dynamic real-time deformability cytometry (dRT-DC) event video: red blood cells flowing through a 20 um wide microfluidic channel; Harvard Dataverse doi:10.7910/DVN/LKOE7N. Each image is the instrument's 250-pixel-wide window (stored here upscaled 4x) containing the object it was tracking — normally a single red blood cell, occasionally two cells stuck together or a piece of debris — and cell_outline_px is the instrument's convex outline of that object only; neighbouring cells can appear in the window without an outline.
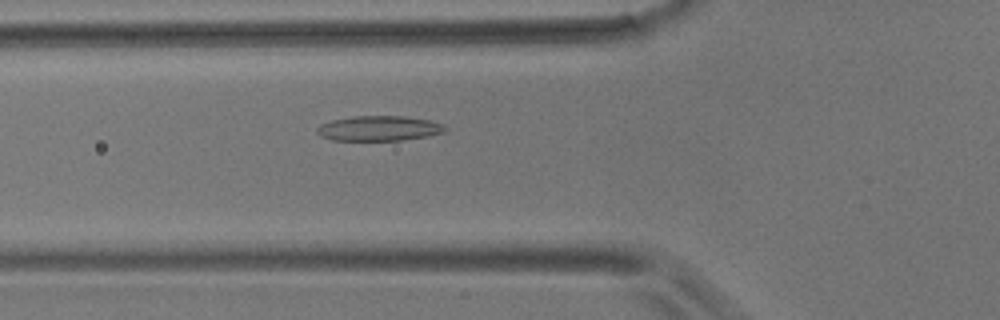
{"species": "common noctule bat (a hibernating species)", "species_latin": "Nyctalus noctula", "temperature_condition": "room temperature", "stored_images_in_passage": 3, "camera_frame_rate_fps": 3000, "um_per_image_px": 0.085, "animal": {"sex": "male", "body_mass_g": 17.9}, "frame": {"image": 1, "passage_image": 3, "time_ms": 2.0, "image_size_px": [1000, 320], "cell_outline_px": [[448, 128], [444, 132], [428, 136], [404, 140], [332, 140], [320, 136], [316, 132], [316, 128], [320, 124], [332, 120], [352, 116], [408, 116], [432, 120], [444, 124]], "centroid_in_image_um": [32.24, 10.9], "position_along_channel_um": 93.6, "area_um2": 18.96}}